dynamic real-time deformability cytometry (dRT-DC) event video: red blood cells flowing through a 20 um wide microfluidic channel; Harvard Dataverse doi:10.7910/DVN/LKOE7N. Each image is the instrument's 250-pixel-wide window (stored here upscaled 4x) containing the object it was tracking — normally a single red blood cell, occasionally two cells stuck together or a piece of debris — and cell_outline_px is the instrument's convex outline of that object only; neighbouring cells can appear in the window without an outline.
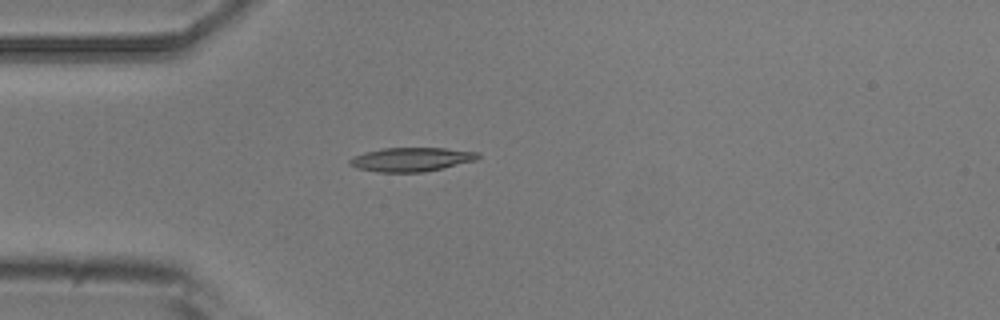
{"species": "common noctule bat (a hibernating species)", "species_latin": "Nyctalus noctula", "temperature_condition": "room temperature", "stored_images_in_passage": 6, "camera_frame_rate_fps": 3000, "um_per_image_px": 0.085, "animal": {"sex": "male", "body_mass_g": 20.5, "forearm_length_mm": 52.5}, "frame": {"image": 1, "passage_image": 5, "time_ms": 4.667, "image_size_px": [1000, 320], "cell_outline_px": [[480, 156], [476, 160], [424, 172], [376, 172], [356, 168], [348, 164], [348, 160], [364, 152], [384, 148], [444, 148], [480, 152]], "centroid_in_image_um": [34.95, 13.55], "position_along_channel_um": 50.1, "area_um2": 17.86}}